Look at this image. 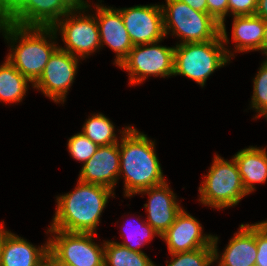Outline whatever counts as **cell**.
Wrapping results in <instances>:
<instances>
[{"mask_svg":"<svg viewBox=\"0 0 267 266\" xmlns=\"http://www.w3.org/2000/svg\"><path fill=\"white\" fill-rule=\"evenodd\" d=\"M122 134L119 176L124 173L125 196L165 183L154 142L132 127H126Z\"/></svg>","mask_w":267,"mask_h":266,"instance_id":"6da1fadb","label":"cell"},{"mask_svg":"<svg viewBox=\"0 0 267 266\" xmlns=\"http://www.w3.org/2000/svg\"><path fill=\"white\" fill-rule=\"evenodd\" d=\"M111 189L97 184L78 181L69 194L57 198V209L50 229L67 232L94 233Z\"/></svg>","mask_w":267,"mask_h":266,"instance_id":"7a4b0ae2","label":"cell"},{"mask_svg":"<svg viewBox=\"0 0 267 266\" xmlns=\"http://www.w3.org/2000/svg\"><path fill=\"white\" fill-rule=\"evenodd\" d=\"M1 29L7 40L17 42L20 38L19 45L12 48L14 51L9 53L7 60L34 84L41 76L50 56L58 48L45 37L49 35L54 40L55 30L52 27H23L9 22L3 23Z\"/></svg>","mask_w":267,"mask_h":266,"instance_id":"3957f363","label":"cell"},{"mask_svg":"<svg viewBox=\"0 0 267 266\" xmlns=\"http://www.w3.org/2000/svg\"><path fill=\"white\" fill-rule=\"evenodd\" d=\"M224 42L228 43L225 24H220V34L214 40L177 44L173 75H184L203 87L209 75L230 61Z\"/></svg>","mask_w":267,"mask_h":266,"instance_id":"277c9868","label":"cell"},{"mask_svg":"<svg viewBox=\"0 0 267 266\" xmlns=\"http://www.w3.org/2000/svg\"><path fill=\"white\" fill-rule=\"evenodd\" d=\"M167 7L161 5L165 36L173 29L183 43H196L214 40L220 34L218 24L208 13L192 9L179 0H166Z\"/></svg>","mask_w":267,"mask_h":266,"instance_id":"5b68a950","label":"cell"},{"mask_svg":"<svg viewBox=\"0 0 267 266\" xmlns=\"http://www.w3.org/2000/svg\"><path fill=\"white\" fill-rule=\"evenodd\" d=\"M199 192L203 204L217 209L236 205L248 194L234 158L229 162L218 155L215 156L203 185L199 187Z\"/></svg>","mask_w":267,"mask_h":266,"instance_id":"8992f818","label":"cell"},{"mask_svg":"<svg viewBox=\"0 0 267 266\" xmlns=\"http://www.w3.org/2000/svg\"><path fill=\"white\" fill-rule=\"evenodd\" d=\"M53 239H49V251L61 262L73 266H104L103 248L92 242L94 233L67 232L49 229Z\"/></svg>","mask_w":267,"mask_h":266,"instance_id":"52a82bcc","label":"cell"},{"mask_svg":"<svg viewBox=\"0 0 267 266\" xmlns=\"http://www.w3.org/2000/svg\"><path fill=\"white\" fill-rule=\"evenodd\" d=\"M157 43L134 45L119 65L129 72L130 84L141 83L150 75H173L175 48L158 46Z\"/></svg>","mask_w":267,"mask_h":266,"instance_id":"ba28073f","label":"cell"},{"mask_svg":"<svg viewBox=\"0 0 267 266\" xmlns=\"http://www.w3.org/2000/svg\"><path fill=\"white\" fill-rule=\"evenodd\" d=\"M87 7L84 0H28L8 22L23 27H53L61 16L68 18Z\"/></svg>","mask_w":267,"mask_h":266,"instance_id":"9c48e42d","label":"cell"},{"mask_svg":"<svg viewBox=\"0 0 267 266\" xmlns=\"http://www.w3.org/2000/svg\"><path fill=\"white\" fill-rule=\"evenodd\" d=\"M77 56L58 47L50 56L48 63L33 87L41 90L55 102L63 101L69 86L73 83L77 70Z\"/></svg>","mask_w":267,"mask_h":266,"instance_id":"30bf717a","label":"cell"},{"mask_svg":"<svg viewBox=\"0 0 267 266\" xmlns=\"http://www.w3.org/2000/svg\"><path fill=\"white\" fill-rule=\"evenodd\" d=\"M118 11L133 45L162 41L165 33L161 5H140Z\"/></svg>","mask_w":267,"mask_h":266,"instance_id":"8fae6325","label":"cell"},{"mask_svg":"<svg viewBox=\"0 0 267 266\" xmlns=\"http://www.w3.org/2000/svg\"><path fill=\"white\" fill-rule=\"evenodd\" d=\"M78 17L76 18L74 15L66 20H60L52 28L57 32L60 27L59 29L62 31V38L66 48L62 47L60 49L67 51L73 56L78 55L81 58H85L86 55H89L101 46L99 27L95 16L84 15Z\"/></svg>","mask_w":267,"mask_h":266,"instance_id":"7c38bea8","label":"cell"},{"mask_svg":"<svg viewBox=\"0 0 267 266\" xmlns=\"http://www.w3.org/2000/svg\"><path fill=\"white\" fill-rule=\"evenodd\" d=\"M201 231L200 223L182 209L161 238L166 241L170 254L213 247V236H203Z\"/></svg>","mask_w":267,"mask_h":266,"instance_id":"4fadbf2b","label":"cell"},{"mask_svg":"<svg viewBox=\"0 0 267 266\" xmlns=\"http://www.w3.org/2000/svg\"><path fill=\"white\" fill-rule=\"evenodd\" d=\"M120 172L118 143L98 146L95 154L84 163L79 180L113 190Z\"/></svg>","mask_w":267,"mask_h":266,"instance_id":"5bb4252c","label":"cell"},{"mask_svg":"<svg viewBox=\"0 0 267 266\" xmlns=\"http://www.w3.org/2000/svg\"><path fill=\"white\" fill-rule=\"evenodd\" d=\"M96 9L98 11L96 20L99 27L100 44H107L117 53L115 63L119 66L134 45L118 10L100 5H97Z\"/></svg>","mask_w":267,"mask_h":266,"instance_id":"9a60e30c","label":"cell"},{"mask_svg":"<svg viewBox=\"0 0 267 266\" xmlns=\"http://www.w3.org/2000/svg\"><path fill=\"white\" fill-rule=\"evenodd\" d=\"M149 195L148 204H145L148 212V224L162 236L165 231L174 223L177 214L182 210L175 201V194L169 189L168 184L151 187L139 193Z\"/></svg>","mask_w":267,"mask_h":266,"instance_id":"2e32d148","label":"cell"},{"mask_svg":"<svg viewBox=\"0 0 267 266\" xmlns=\"http://www.w3.org/2000/svg\"><path fill=\"white\" fill-rule=\"evenodd\" d=\"M49 242L36 248L3 229L0 266H40L48 256Z\"/></svg>","mask_w":267,"mask_h":266,"instance_id":"e0dca14e","label":"cell"},{"mask_svg":"<svg viewBox=\"0 0 267 266\" xmlns=\"http://www.w3.org/2000/svg\"><path fill=\"white\" fill-rule=\"evenodd\" d=\"M218 266H255L257 259L256 224H241L230 240Z\"/></svg>","mask_w":267,"mask_h":266,"instance_id":"ac0fdd59","label":"cell"},{"mask_svg":"<svg viewBox=\"0 0 267 266\" xmlns=\"http://www.w3.org/2000/svg\"><path fill=\"white\" fill-rule=\"evenodd\" d=\"M243 187L249 194L254 191L253 183H264L267 179V153L264 149L249 147L234 157Z\"/></svg>","mask_w":267,"mask_h":266,"instance_id":"d6986e66","label":"cell"},{"mask_svg":"<svg viewBox=\"0 0 267 266\" xmlns=\"http://www.w3.org/2000/svg\"><path fill=\"white\" fill-rule=\"evenodd\" d=\"M266 21L256 15L234 16L232 37L236 50H262Z\"/></svg>","mask_w":267,"mask_h":266,"instance_id":"ffe728a7","label":"cell"},{"mask_svg":"<svg viewBox=\"0 0 267 266\" xmlns=\"http://www.w3.org/2000/svg\"><path fill=\"white\" fill-rule=\"evenodd\" d=\"M27 82L30 81L6 59L0 66V100L21 101L27 91Z\"/></svg>","mask_w":267,"mask_h":266,"instance_id":"44dd1931","label":"cell"},{"mask_svg":"<svg viewBox=\"0 0 267 266\" xmlns=\"http://www.w3.org/2000/svg\"><path fill=\"white\" fill-rule=\"evenodd\" d=\"M104 266H155L143 253L131 251L118 242H105Z\"/></svg>","mask_w":267,"mask_h":266,"instance_id":"7402d4cb","label":"cell"},{"mask_svg":"<svg viewBox=\"0 0 267 266\" xmlns=\"http://www.w3.org/2000/svg\"><path fill=\"white\" fill-rule=\"evenodd\" d=\"M82 133L97 146L119 143L114 133L113 124L102 114H93L85 122Z\"/></svg>","mask_w":267,"mask_h":266,"instance_id":"603a6c76","label":"cell"},{"mask_svg":"<svg viewBox=\"0 0 267 266\" xmlns=\"http://www.w3.org/2000/svg\"><path fill=\"white\" fill-rule=\"evenodd\" d=\"M217 240L218 237L213 236V247L171 254L174 258L167 266H210L219 256L217 254Z\"/></svg>","mask_w":267,"mask_h":266,"instance_id":"cb8c5ba5","label":"cell"},{"mask_svg":"<svg viewBox=\"0 0 267 266\" xmlns=\"http://www.w3.org/2000/svg\"><path fill=\"white\" fill-rule=\"evenodd\" d=\"M98 146L82 132L72 136L68 141V150L73 158L86 163L96 152Z\"/></svg>","mask_w":267,"mask_h":266,"instance_id":"d4e9b609","label":"cell"},{"mask_svg":"<svg viewBox=\"0 0 267 266\" xmlns=\"http://www.w3.org/2000/svg\"><path fill=\"white\" fill-rule=\"evenodd\" d=\"M252 96V108L257 109L258 118L267 109V60L261 65L254 79V90Z\"/></svg>","mask_w":267,"mask_h":266,"instance_id":"484cf974","label":"cell"},{"mask_svg":"<svg viewBox=\"0 0 267 266\" xmlns=\"http://www.w3.org/2000/svg\"><path fill=\"white\" fill-rule=\"evenodd\" d=\"M144 224H142V226L138 228L137 226H135L136 230L133 229V232L131 231L133 235L131 233L128 235L129 239L131 238L130 239L131 243L135 242L134 244L132 243L133 245L127 242H123L120 245L130 249L131 251L142 252L141 250H139V247H141V245L144 244V242H147L150 239L152 240V238L155 236L154 234H157V232L148 223L147 224L144 223ZM137 237L140 240H138Z\"/></svg>","mask_w":267,"mask_h":266,"instance_id":"4316f807","label":"cell"},{"mask_svg":"<svg viewBox=\"0 0 267 266\" xmlns=\"http://www.w3.org/2000/svg\"><path fill=\"white\" fill-rule=\"evenodd\" d=\"M257 259L255 266H267V221L256 223Z\"/></svg>","mask_w":267,"mask_h":266,"instance_id":"83f0119b","label":"cell"},{"mask_svg":"<svg viewBox=\"0 0 267 266\" xmlns=\"http://www.w3.org/2000/svg\"><path fill=\"white\" fill-rule=\"evenodd\" d=\"M28 0H0V30Z\"/></svg>","mask_w":267,"mask_h":266,"instance_id":"f1b7e54d","label":"cell"},{"mask_svg":"<svg viewBox=\"0 0 267 266\" xmlns=\"http://www.w3.org/2000/svg\"><path fill=\"white\" fill-rule=\"evenodd\" d=\"M257 8V0H228V12L233 16L254 15Z\"/></svg>","mask_w":267,"mask_h":266,"instance_id":"f546056e","label":"cell"},{"mask_svg":"<svg viewBox=\"0 0 267 266\" xmlns=\"http://www.w3.org/2000/svg\"><path fill=\"white\" fill-rule=\"evenodd\" d=\"M228 0H207V13L218 23L224 24Z\"/></svg>","mask_w":267,"mask_h":266,"instance_id":"4dcf8cb0","label":"cell"},{"mask_svg":"<svg viewBox=\"0 0 267 266\" xmlns=\"http://www.w3.org/2000/svg\"><path fill=\"white\" fill-rule=\"evenodd\" d=\"M187 5H189L192 9L207 13V0H179Z\"/></svg>","mask_w":267,"mask_h":266,"instance_id":"1f68e13d","label":"cell"},{"mask_svg":"<svg viewBox=\"0 0 267 266\" xmlns=\"http://www.w3.org/2000/svg\"><path fill=\"white\" fill-rule=\"evenodd\" d=\"M254 15L267 21V0H257V8Z\"/></svg>","mask_w":267,"mask_h":266,"instance_id":"d6a6232c","label":"cell"},{"mask_svg":"<svg viewBox=\"0 0 267 266\" xmlns=\"http://www.w3.org/2000/svg\"><path fill=\"white\" fill-rule=\"evenodd\" d=\"M47 259L54 265V266H73L71 264L59 261L50 251L48 252Z\"/></svg>","mask_w":267,"mask_h":266,"instance_id":"836d02e7","label":"cell"},{"mask_svg":"<svg viewBox=\"0 0 267 266\" xmlns=\"http://www.w3.org/2000/svg\"><path fill=\"white\" fill-rule=\"evenodd\" d=\"M262 51H264L267 55V21L265 23V29H264V37H263V40H262Z\"/></svg>","mask_w":267,"mask_h":266,"instance_id":"e575fe53","label":"cell"},{"mask_svg":"<svg viewBox=\"0 0 267 266\" xmlns=\"http://www.w3.org/2000/svg\"><path fill=\"white\" fill-rule=\"evenodd\" d=\"M3 239V226H0V260H1V244Z\"/></svg>","mask_w":267,"mask_h":266,"instance_id":"d590c367","label":"cell"},{"mask_svg":"<svg viewBox=\"0 0 267 266\" xmlns=\"http://www.w3.org/2000/svg\"><path fill=\"white\" fill-rule=\"evenodd\" d=\"M40 266H54L48 259H46Z\"/></svg>","mask_w":267,"mask_h":266,"instance_id":"8d00e7d4","label":"cell"},{"mask_svg":"<svg viewBox=\"0 0 267 266\" xmlns=\"http://www.w3.org/2000/svg\"><path fill=\"white\" fill-rule=\"evenodd\" d=\"M267 118V109L261 114Z\"/></svg>","mask_w":267,"mask_h":266,"instance_id":"74e56055","label":"cell"}]
</instances>
